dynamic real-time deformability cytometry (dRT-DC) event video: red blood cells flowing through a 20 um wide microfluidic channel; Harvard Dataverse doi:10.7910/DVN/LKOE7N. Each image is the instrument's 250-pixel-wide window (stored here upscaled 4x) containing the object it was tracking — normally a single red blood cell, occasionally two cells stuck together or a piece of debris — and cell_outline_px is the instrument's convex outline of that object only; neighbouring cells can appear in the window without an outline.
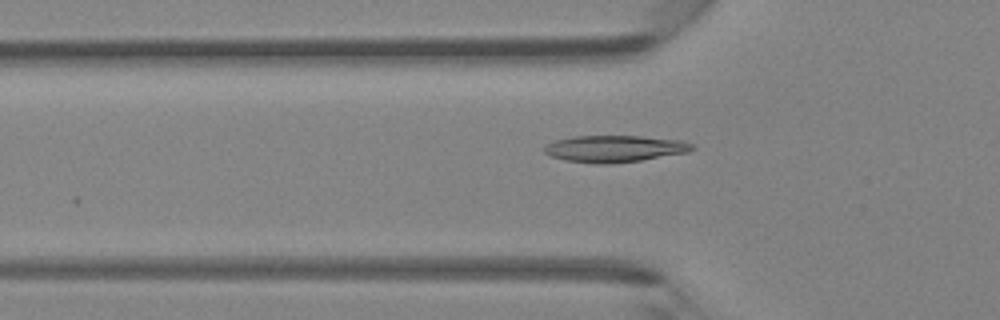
{"species": "Egyptian fruit bat (a non-hibernating species)", "species_latin": "Rousettus aegyptiacus", "temperature_condition": "room temperature", "stored_images_in_passage": 46, "camera_frame_rate_fps": 3000, "um_per_image_px": 0.085, "animal": {"sex": "female"}, "frame": {"image": 1, "passage_image": 15, "time_ms": 4.667, "image_size_px": [1000, 320], "cell_outline_px": [[696, 148], [688, 152], [640, 160], [604, 164], [596, 164], [564, 160], [552, 156], [544, 152], [544, 148], [548, 144], [556, 140], [572, 136], [640, 136], [680, 140], [692, 144]], "centroid_in_image_um": [52.24, 12.64], "position_along_channel_um": 73.6, "area_um2": 22.83}}
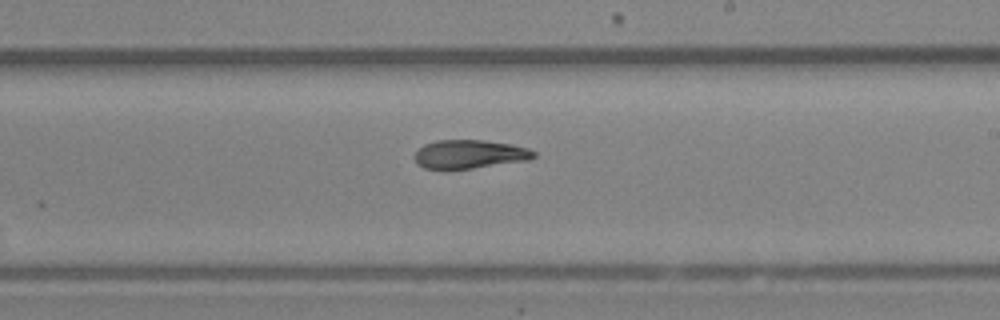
{"frame": {"image": 2, "passage_image": 27, "time_ms": 8.667, "image_size_px": [1000, 320], "cell_outline_px": [[536, 156], [528, 160], [472, 168], [424, 168], [416, 164], [416, 152], [424, 144], [436, 140], [484, 140], [512, 144], [528, 148], [536, 152]], "centroid_in_image_um": [39.94, 13.09], "position_along_channel_um": 249.1, "area_um2": 19.65}}
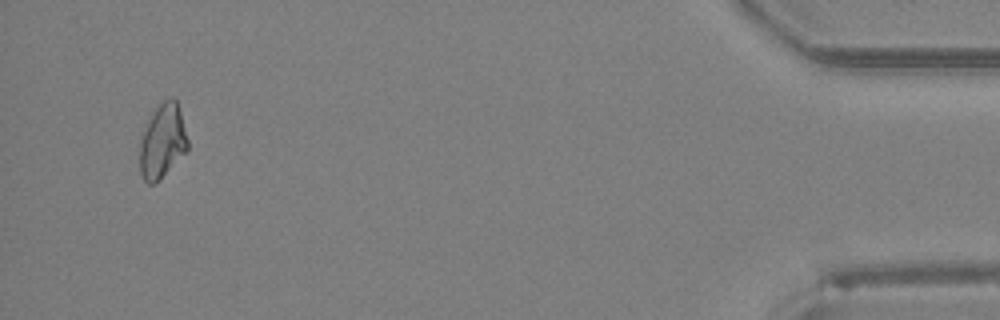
{"frame": {"image": 3, "passage_image": 44, "time_ms": 14.333, "image_size_px": [1000, 320], "cell_outline_px": [[188, 148], [160, 180], [156, 184], [148, 184], [140, 176], [140, 140], [148, 120], [152, 112], [168, 96], [172, 96], [176, 100], [180, 112], [188, 140]], "centroid_in_image_um": [13.79, 12.02], "position_along_channel_um": 421.4, "area_um2": 20.63}}